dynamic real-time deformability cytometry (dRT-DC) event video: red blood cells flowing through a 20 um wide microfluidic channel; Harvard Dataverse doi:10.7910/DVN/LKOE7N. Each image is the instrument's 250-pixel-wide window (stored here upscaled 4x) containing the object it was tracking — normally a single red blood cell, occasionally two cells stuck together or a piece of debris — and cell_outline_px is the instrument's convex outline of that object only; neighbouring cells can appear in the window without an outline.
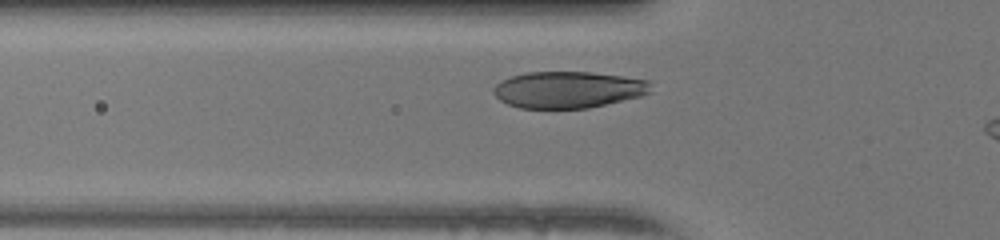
{"species": "human", "species_latin": "Homo sapiens", "temperature_condition": "warm", "stored_images_in_passage": 31, "camera_frame_rate_fps": 3000, "um_per_image_px": 0.085, "donor": {"sex": "female"}, "frame": {"image": 1, "passage_image": 7, "time_ms": 2.0, "image_size_px": [1000, 240], "cell_outline_px": [[652, 92], [640, 96], [588, 108], [520, 108], [508, 104], [500, 100], [492, 92], [492, 88], [500, 80], [524, 72], [592, 72], [648, 80]], "centroid_in_image_um": [48.25, 7.62], "position_along_channel_um": 77.5, "area_um2": 33.52}}
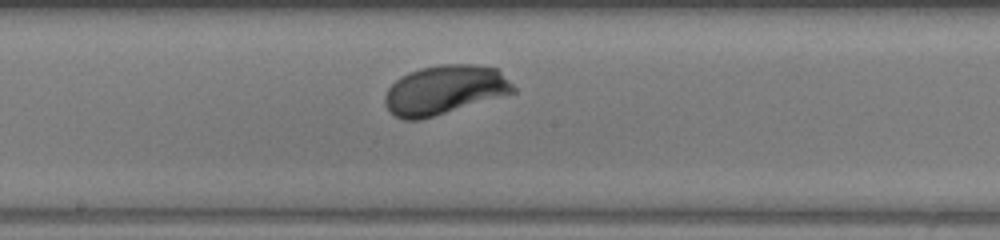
{"frame": {"image": 2, "passage_image": 17, "time_ms": 5.333, "image_size_px": [1000, 240], "cell_outline_px": [[516, 92], [420, 120], [404, 120], [388, 112], [384, 104], [384, 96], [388, 88], [400, 76], [408, 72], [420, 68], [440, 64], [476, 64], [496, 68], [516, 88]], "centroid_in_image_um": [37.75, 7.64], "position_along_channel_um": 210.5, "area_um2": 36.82}}
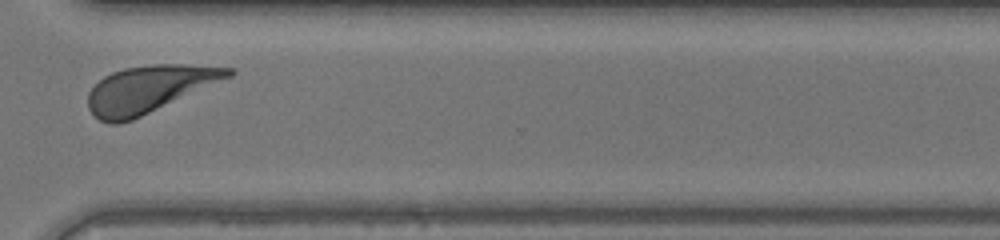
{"frame": {"image": 3, "passage_image": 28, "time_ms": 9.0, "image_size_px": [1000, 240], "cell_outline_px": [[236, 72], [232, 76], [132, 120], [120, 124], [112, 124], [100, 120], [88, 108], [88, 92], [104, 76], [112, 72], [124, 68], [152, 64], [184, 64], [236, 68]], "centroid_in_image_um": [12.68, 7.56], "position_along_channel_um": 357.9, "area_um2": 38.15}, "authors_computed_cell_mechanics": {"area_um2": 35.7204, "velocity_mm_per_s": 4.0081, "shape_relaxation_time_tau1_ms": 1.3545, "shape_relaxation_time_tau2_ms": 5.9447, "deformation_change_tau1": 0.1335, "deformation_change_tau2": 0.14}}